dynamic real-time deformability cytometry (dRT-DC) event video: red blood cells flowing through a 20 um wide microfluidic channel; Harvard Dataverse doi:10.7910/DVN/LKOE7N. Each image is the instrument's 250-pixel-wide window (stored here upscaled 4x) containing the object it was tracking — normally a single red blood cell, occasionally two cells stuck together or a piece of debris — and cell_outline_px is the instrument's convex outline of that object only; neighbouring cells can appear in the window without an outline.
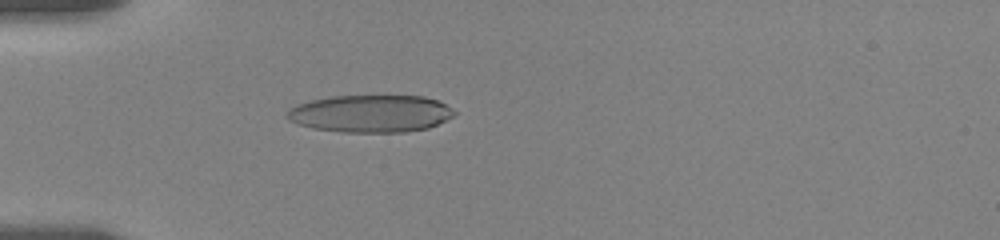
{"species": "human", "species_latin": "Homo sapiens", "temperature_condition": "room temperature", "stored_images_in_passage": 57, "camera_frame_rate_fps": 3000, "um_per_image_px": 0.085, "donor": {"sex": "female"}, "frame": {"image": 1, "passage_image": 17, "time_ms": 5.333, "image_size_px": [1000, 240], "cell_outline_px": [[456, 112], [452, 116], [428, 128], [404, 132], [344, 132], [312, 128], [288, 120], [284, 116], [296, 104], [328, 96], [424, 96], [436, 100], [444, 104]], "centroid_in_image_um": [31.47, 9.65], "position_along_channel_um": 53.5, "area_um2": 36.18}}
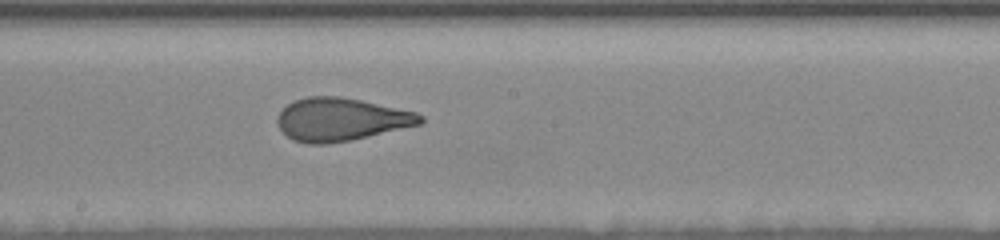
{"frame": {"image": 2, "passage_image": 32, "time_ms": 10.333, "image_size_px": [1000, 240], "cell_outline_px": [[424, 120], [420, 124], [352, 140], [328, 144], [308, 144], [292, 140], [280, 128], [276, 120], [276, 116], [288, 104], [296, 100], [308, 96], [340, 96], [360, 100], [416, 112], [424, 116]], "centroid_in_image_um": [28.97, 10.16], "position_along_channel_um": 219.2, "area_um2": 35.66}}
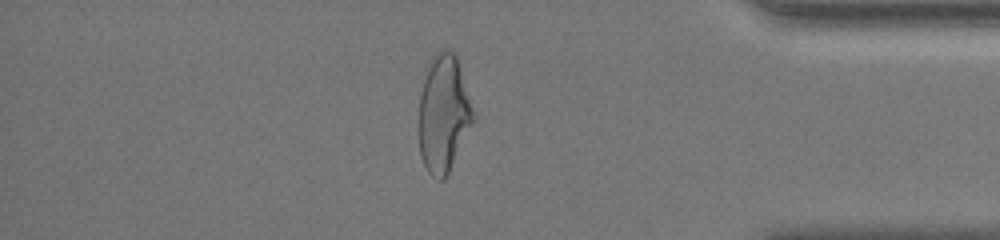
{"frame": {"image": 3, "passage_image": 49, "time_ms": 16.0, "image_size_px": [1000, 240], "cell_outline_px": [[472, 120], [448, 172], [444, 180], [436, 180], [428, 172], [424, 164], [420, 152], [416, 128], [420, 92], [432, 56], [440, 48], [444, 48], [452, 52], [456, 56], [472, 108]], "centroid_in_image_um": [37.61, 9.66], "position_along_channel_um": 397.6, "area_um2": 36.53}, "authors_computed_cell_mechanics": {"area_um2": 36.0672, "velocity_mm_per_s": 3.5602, "shape_relaxation_time_tau1_ms": 6.1468, "shape_relaxation_time_tau2_ms": 0.9035, "deformation_change_tau1": 0.2149, "deformation_change_tau2": 0.0829}}